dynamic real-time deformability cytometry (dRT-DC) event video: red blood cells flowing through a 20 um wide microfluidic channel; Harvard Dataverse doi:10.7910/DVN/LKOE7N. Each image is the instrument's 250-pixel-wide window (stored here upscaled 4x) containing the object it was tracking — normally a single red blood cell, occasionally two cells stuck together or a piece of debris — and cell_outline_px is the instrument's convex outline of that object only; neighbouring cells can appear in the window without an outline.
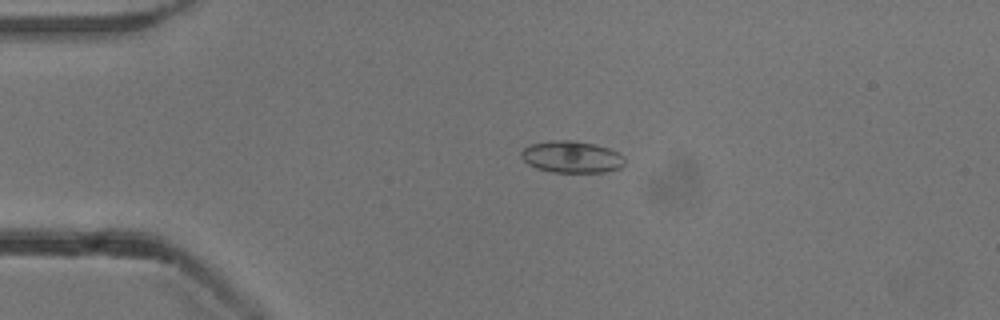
{"species": "common noctule bat (a hibernating species)", "species_latin": "Nyctalus noctula", "temperature_condition": "cold", "stored_images_in_passage": 44, "camera_frame_rate_fps": 3000, "um_per_image_px": 0.085, "animal": {"sex": "male", "body_mass_g": 13.3}, "frame": {"image": 1, "passage_image": 3, "time_ms": 0.667, "image_size_px": [1000, 320], "cell_outline_px": [[624, 164], [620, 168], [604, 172], [552, 172], [536, 168], [528, 164], [520, 156], [520, 152], [528, 144], [552, 140], [572, 140], [596, 144], [608, 148], [624, 156]], "centroid_in_image_um": [48.56, 13.33], "position_along_channel_um": 36.4, "area_um2": 19.31}}
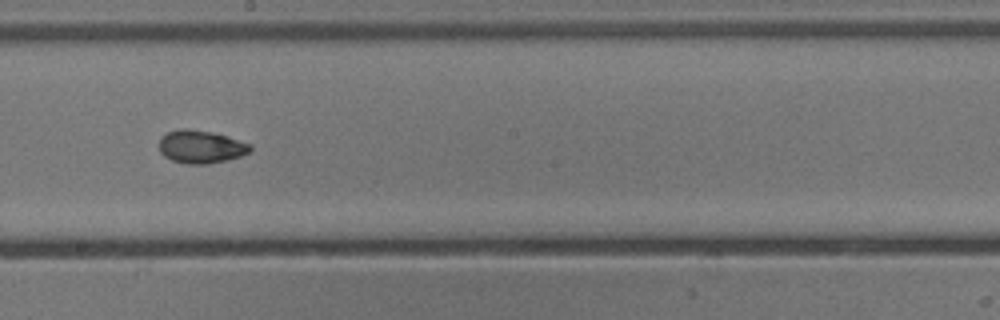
{"frame": {"image": 2, "passage_image": 21, "time_ms": 6.667, "image_size_px": [1000, 320], "cell_outline_px": [[252, 148], [248, 152], [240, 156], [228, 160], [208, 164], [188, 164], [172, 160], [164, 156], [160, 152], [160, 136], [168, 132], [180, 128], [188, 128], [208, 132], [224, 136], [252, 144]], "centroid_in_image_um": [17.05, 12.48], "position_along_channel_um": 231.1, "area_um2": 17.34}}
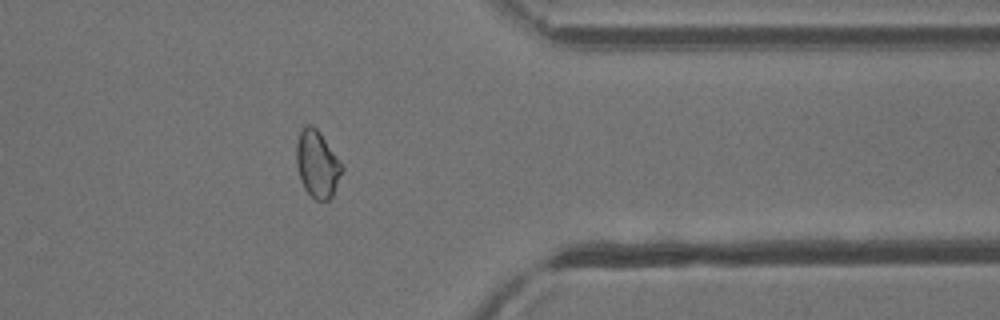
{"frame": {"image": 3, "passage_image": 34, "time_ms": 11.0, "image_size_px": [1000, 320], "cell_outline_px": [[344, 168], [332, 196], [328, 200], [316, 200], [304, 188], [300, 180], [296, 164], [296, 144], [300, 132], [308, 124], [312, 124], [320, 132], [344, 164]], "centroid_in_image_um": [26.98, 13.93], "position_along_channel_um": 384.4, "area_um2": 17.92}, "authors_computed_cell_mechanics": {"area_um2": 17.4556, "velocity_mm_per_s": 3.8419, "shape_relaxation_time_tau1_ms": 5.2356, "shape_relaxation_time_tau2_ms": 2.2833, "deformation_change_tau1": 0.0932, "deformation_change_tau2": 0.0544}}